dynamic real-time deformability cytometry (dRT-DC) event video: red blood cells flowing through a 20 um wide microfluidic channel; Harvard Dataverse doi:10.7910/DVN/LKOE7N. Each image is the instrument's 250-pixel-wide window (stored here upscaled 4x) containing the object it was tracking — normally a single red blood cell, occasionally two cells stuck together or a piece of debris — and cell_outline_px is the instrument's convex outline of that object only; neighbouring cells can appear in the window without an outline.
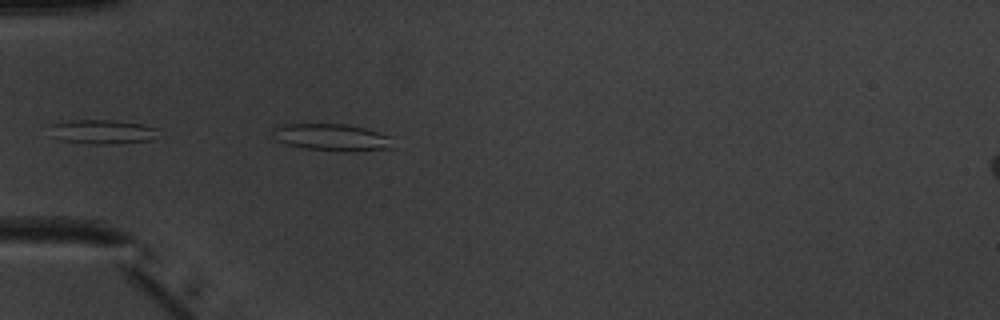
{"species": "common noctule bat (a hibernating species)", "species_latin": "Nyctalus noctula", "temperature_condition": "warm", "stored_images_in_passage": 37, "camera_frame_rate_fps": 3000, "um_per_image_px": 0.085, "animal": {"sex": "male", "body_mass_g": 20.1, "forearm_length_mm": 53.5}, "frame": {"image": 1, "passage_image": 3, "time_ms": 0.667, "image_size_px": [1000, 320], "cell_outline_px": [[396, 148], [356, 152], [344, 152], [304, 148], [288, 144], [276, 140], [272, 132], [272, 128], [284, 124], [348, 124], [364, 128], [392, 136]], "centroid_in_image_um": [28.3, 11.69], "position_along_channel_um": 56.7, "area_um2": 19.36}}
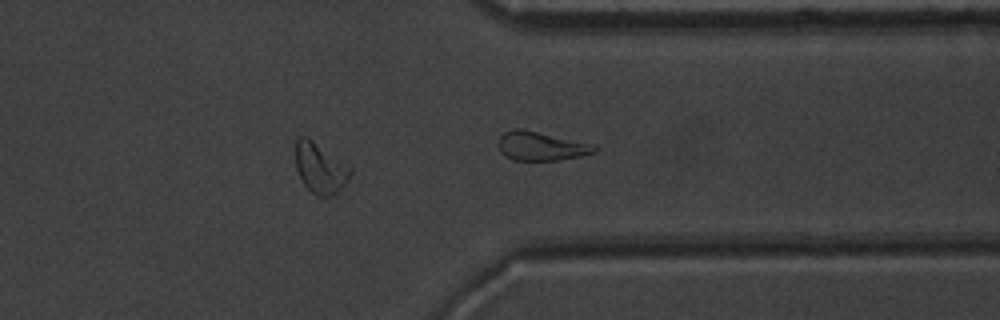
{"frame": {"image": 2, "passage_image": 27, "time_ms": 8.667, "image_size_px": [1000, 320], "cell_outline_px": [[352, 172], [344, 184], [332, 196], [316, 196], [304, 184], [296, 168], [296, 140], [300, 136], [304, 136], [312, 140], [352, 168]], "centroid_in_image_um": [27.2, 14.29], "position_along_channel_um": 384.2, "area_um2": 15.66}}
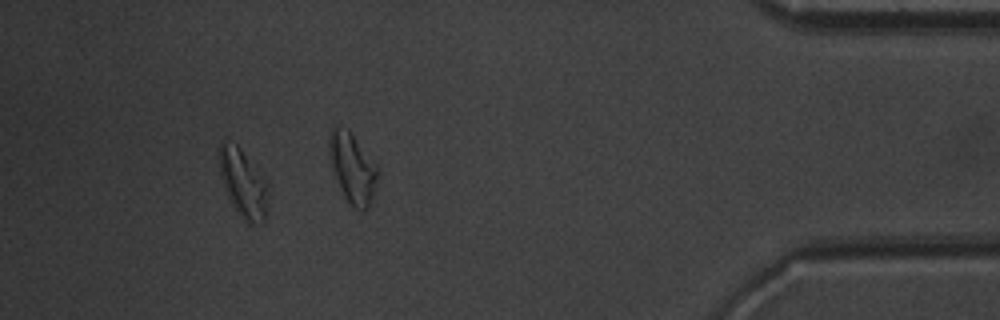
{"frame": {"image": 3, "passage_image": 33, "time_ms": 10.667, "image_size_px": [1000, 320], "cell_outline_px": [[268, 196], [264, 224], [248, 224], [244, 220], [232, 204], [228, 196], [220, 176], [216, 152], [220, 140], [224, 140], [236, 144], [240, 148], [268, 184]], "centroid_in_image_um": [20.62, 15.55], "position_along_channel_um": 414.6, "area_um2": 19.65}, "authors_computed_cell_mechanics": {"area_um2": 14.9702, "velocity_mm_per_s": 3.9422, "shape_relaxation_time_tau1_ms": 4.6113, "shape_relaxation_time_tau2_ms": 1.5994, "deformation_change_tau1": 0.1399, "deformation_change_tau2": 0.0867}}